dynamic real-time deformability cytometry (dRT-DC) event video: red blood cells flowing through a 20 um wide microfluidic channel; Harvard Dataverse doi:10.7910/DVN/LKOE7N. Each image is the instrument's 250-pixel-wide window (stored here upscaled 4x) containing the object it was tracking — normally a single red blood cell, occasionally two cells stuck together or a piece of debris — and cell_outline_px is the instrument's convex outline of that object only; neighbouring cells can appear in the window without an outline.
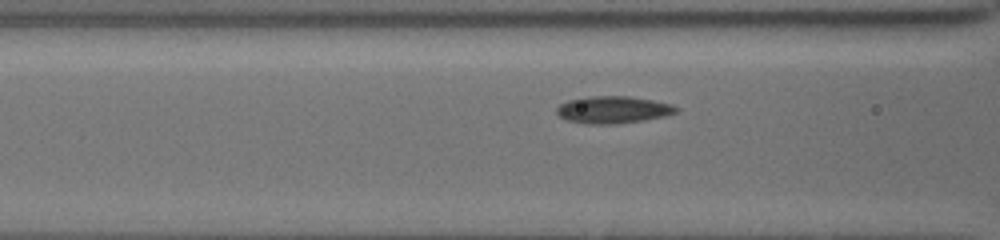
{"species": "common noctule bat (a hibernating species)", "species_latin": "Nyctalus noctula", "temperature_condition": "cold", "stored_images_in_passage": 18, "camera_frame_rate_fps": 3000, "um_per_image_px": 0.085, "animal": {"sex": "female", "body_mass_g": 19.5, "forearm_length_mm": 54.1}, "frame": {"image": 1, "passage_image": 14, "time_ms": 3.0, "image_size_px": [1000, 240], "cell_outline_px": [[680, 112], [664, 116], [644, 120], [616, 124], [588, 124], [568, 120], [560, 116], [556, 112], [556, 108], [560, 104], [568, 100], [592, 96], [628, 96], [652, 100], [672, 104], [680, 108]], "centroid_in_image_um": [52.15, 9.33], "position_along_channel_um": 114.4, "area_um2": 18.96}}